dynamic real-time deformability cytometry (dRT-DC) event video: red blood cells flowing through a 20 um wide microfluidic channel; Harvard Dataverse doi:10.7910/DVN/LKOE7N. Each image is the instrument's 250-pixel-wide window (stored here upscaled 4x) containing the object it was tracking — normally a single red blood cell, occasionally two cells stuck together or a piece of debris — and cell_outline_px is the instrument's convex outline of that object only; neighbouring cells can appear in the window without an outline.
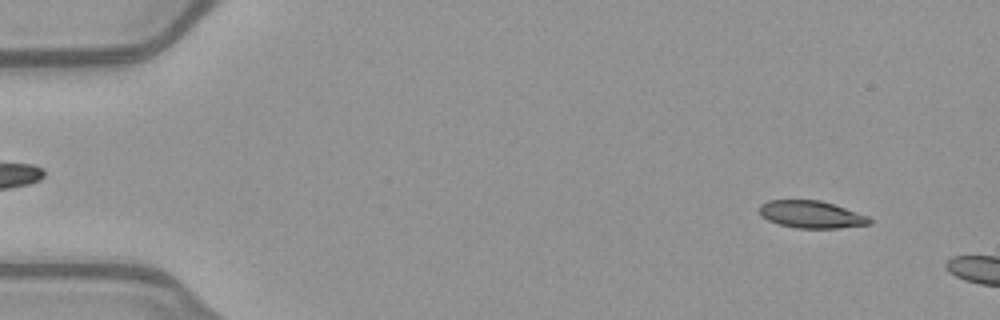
{"species": "common noctule bat (a hibernating species)", "species_latin": "Nyctalus noctula", "temperature_condition": "warm", "stored_images_in_passage": 7, "camera_frame_rate_fps": 3000, "um_per_image_px": 0.085, "animal": {"sex": "female", "body_mass_g": 21.9}, "frame": {"image": 1, "passage_image": 4, "time_ms": 1.0, "image_size_px": [1000, 320], "cell_outline_px": [[872, 224], [840, 228], [796, 228], [780, 224], [768, 220], [760, 216], [760, 204], [768, 200], [820, 200], [868, 216], [872, 220]], "centroid_in_image_um": [68.95, 18.23], "position_along_channel_um": 16.0, "area_um2": 17.46}}